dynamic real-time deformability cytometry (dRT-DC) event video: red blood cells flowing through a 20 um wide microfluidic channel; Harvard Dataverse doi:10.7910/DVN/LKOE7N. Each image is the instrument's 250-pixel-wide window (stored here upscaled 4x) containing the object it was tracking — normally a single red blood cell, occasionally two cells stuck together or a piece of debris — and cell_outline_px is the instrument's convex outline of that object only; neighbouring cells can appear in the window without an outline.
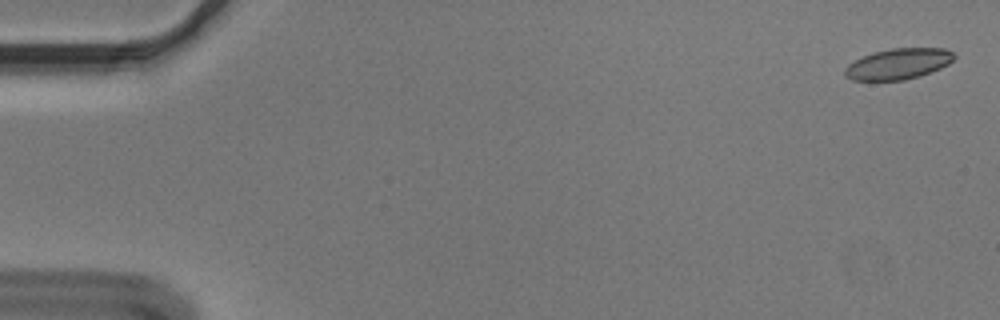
{"species": "Egyptian fruit bat (a non-hibernating species)", "species_latin": "Rousettus aegyptiacus", "temperature_condition": "cold", "stored_images_in_passage": 56, "camera_frame_rate_fps": 3000, "um_per_image_px": 0.085, "animal": {"sex": "male"}, "frame": {"image": 1, "passage_image": 2, "time_ms": 0.333, "image_size_px": [1000, 320], "cell_outline_px": [[956, 56], [948, 64], [940, 68], [920, 76], [904, 80], [852, 80], [844, 76], [844, 68], [848, 64], [872, 52], [892, 48], [944, 48], [952, 52]], "centroid_in_image_um": [76.34, 5.43], "position_along_channel_um": 8.7, "area_um2": 19.59}}
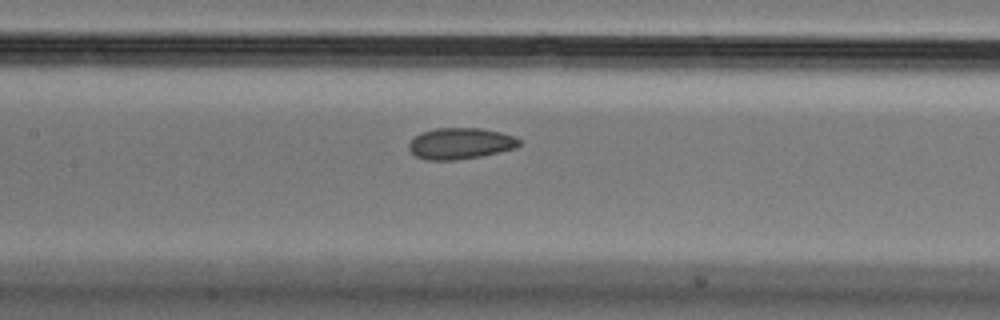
{"frame": {"image": 2, "passage_image": 27, "time_ms": 8.667, "image_size_px": [1000, 320], "cell_outline_px": [[520, 144], [516, 148], [480, 156], [456, 160], [428, 160], [416, 156], [408, 148], [408, 144], [416, 136], [424, 132], [436, 128], [480, 128], [500, 132], [516, 136], [520, 140]], "centroid_in_image_um": [39.15, 12.19], "position_along_channel_um": 168.2, "area_um2": 19.94}}
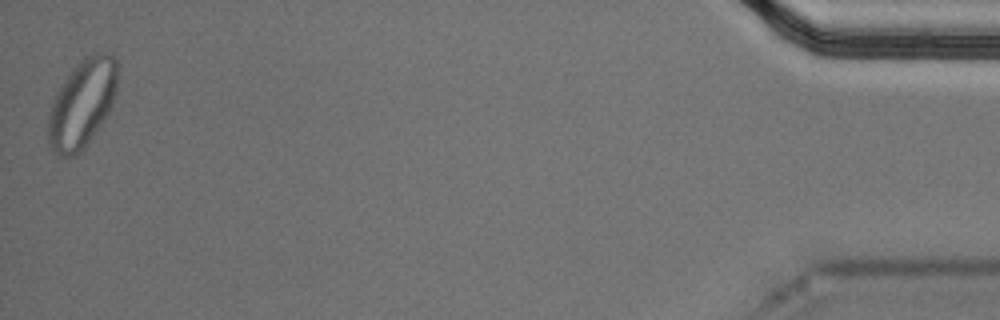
{"frame": {"image": 3, "passage_image": 56, "time_ms": 18.333, "image_size_px": [1000, 320], "cell_outline_px": [[120, 64], [116, 88], [112, 108], [84, 148], [76, 156], [56, 156], [52, 152], [48, 144], [48, 116], [56, 92], [72, 68], [76, 64], [88, 56], [96, 52], [108, 52]], "centroid_in_image_um": [6.99, 8.81], "position_along_channel_um": 428.2, "area_um2": 35.95}, "authors_computed_cell_mechanics": {"area_um2": 20.519, "velocity_mm_per_s": 3.6012, "shape_relaxation_time_tau1_ms": 3.782, "shape_relaxation_time_tau2_ms": 1.6875, "deformation_change_tau1": 0.0775, "deformation_change_tau2": 0.0478}}